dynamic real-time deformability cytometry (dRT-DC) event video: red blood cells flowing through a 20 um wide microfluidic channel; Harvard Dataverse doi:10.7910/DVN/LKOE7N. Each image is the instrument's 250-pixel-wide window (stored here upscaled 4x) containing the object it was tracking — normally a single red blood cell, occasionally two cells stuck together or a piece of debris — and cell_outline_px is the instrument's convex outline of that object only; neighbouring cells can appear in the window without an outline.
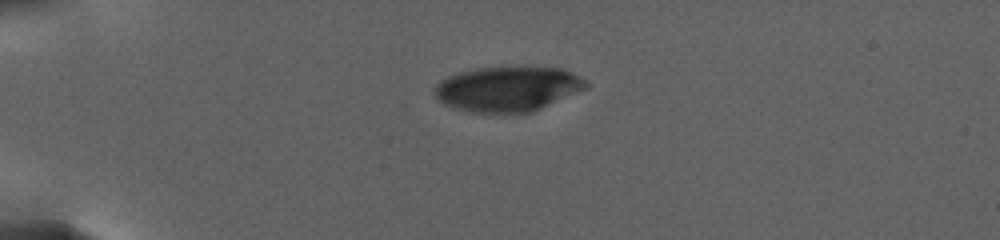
{"species": "human", "species_latin": "Homo sapiens", "temperature_condition": "warm", "stored_images_in_passage": 48, "camera_frame_rate_fps": 3000, "um_per_image_px": 0.085, "donor": {"sex": "female"}, "frame": {"image": 1, "passage_image": 1, "time_ms": 0.0, "image_size_px": [1000, 240], "cell_outline_px": [[588, 88], [532, 112], [468, 112], [452, 108], [436, 100], [432, 92], [436, 84], [440, 80], [448, 76], [460, 72], [476, 68], [560, 68], [588, 80]], "centroid_in_image_um": [43.11, 7.57], "position_along_channel_um": 41.9, "area_um2": 39.59}}
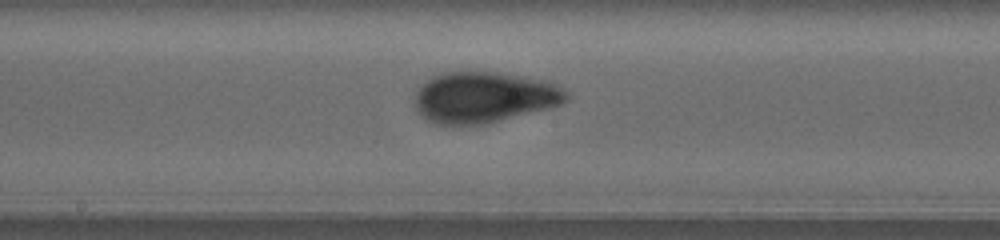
{"frame": {"image": 2, "passage_image": 21, "time_ms": 8.333, "image_size_px": [1000, 240], "cell_outline_px": [[568, 100], [560, 104], [548, 108], [484, 124], [432, 124], [416, 112], [416, 92], [420, 84], [432, 76], [444, 72], [488, 72], [524, 76], [552, 80], [564, 88], [568, 92]], "centroid_in_image_um": [41.16, 8.26], "position_along_channel_um": 207.0, "area_um2": 45.26}}
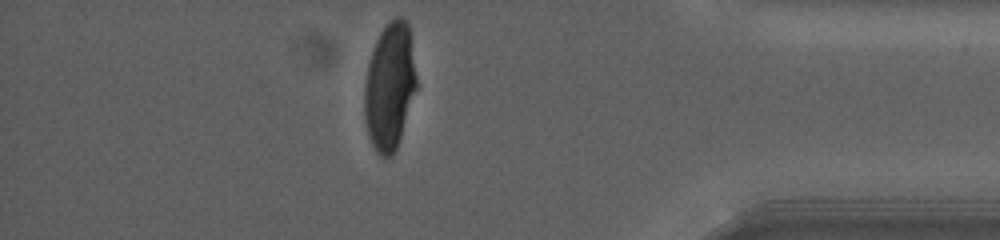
{"frame": {"image": 3, "passage_image": 41, "time_ms": 17.0, "image_size_px": [1000, 240], "cell_outline_px": [[416, 88], [396, 148], [392, 156], [380, 156], [376, 152], [368, 136], [364, 120], [364, 84], [368, 64], [376, 40], [380, 32], [396, 16], [400, 16], [408, 24], [416, 76]], "centroid_in_image_um": [33.09, 7.36], "position_along_channel_um": 402.1, "area_um2": 37.97}, "authors_computed_cell_mechanics": {"area_um2": 42.4252, "velocity_mm_per_s": 2.5746, "shape_relaxation_time_tau1_ms": 9.748, "shape_relaxation_time_tau2_ms": 1.4996, "deformation_change_tau1": 0.2364, "deformation_change_tau2": 0.0619}}